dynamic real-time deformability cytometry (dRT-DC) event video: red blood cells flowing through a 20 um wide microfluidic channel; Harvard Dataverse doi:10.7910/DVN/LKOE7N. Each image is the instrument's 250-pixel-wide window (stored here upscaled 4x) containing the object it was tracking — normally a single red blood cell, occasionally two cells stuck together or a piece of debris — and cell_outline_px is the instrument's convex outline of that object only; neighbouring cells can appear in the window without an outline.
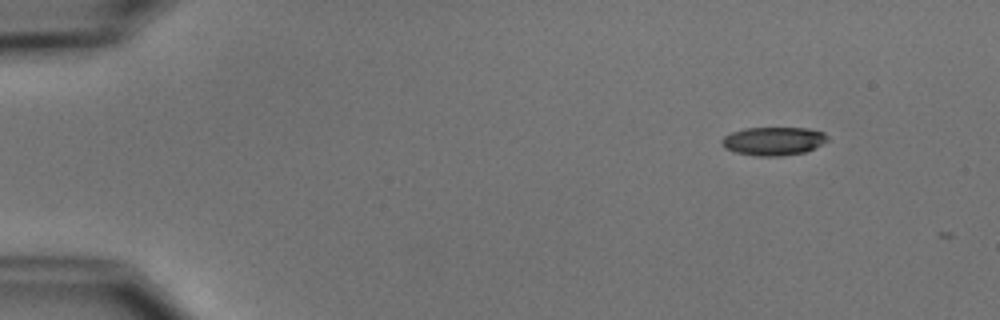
{"species": "common noctule bat (a hibernating species)", "species_latin": "Nyctalus noctula", "temperature_condition": "cold", "stored_images_in_passage": 2, "camera_frame_rate_fps": 3000, "um_per_image_px": 0.085, "animal": {"sex": "male", "body_mass_g": 15.6}, "frame": {"image": 1, "passage_image": 1, "time_ms": 0.0, "image_size_px": [1000, 320], "cell_outline_px": [[828, 140], [804, 152], [780, 156], [756, 156], [736, 152], [724, 148], [720, 144], [720, 140], [724, 136], [732, 132], [744, 128], [808, 128], [824, 132], [828, 136]], "centroid_in_image_um": [65.7, 11.98], "position_along_channel_um": 19.3, "area_um2": 17.46}}